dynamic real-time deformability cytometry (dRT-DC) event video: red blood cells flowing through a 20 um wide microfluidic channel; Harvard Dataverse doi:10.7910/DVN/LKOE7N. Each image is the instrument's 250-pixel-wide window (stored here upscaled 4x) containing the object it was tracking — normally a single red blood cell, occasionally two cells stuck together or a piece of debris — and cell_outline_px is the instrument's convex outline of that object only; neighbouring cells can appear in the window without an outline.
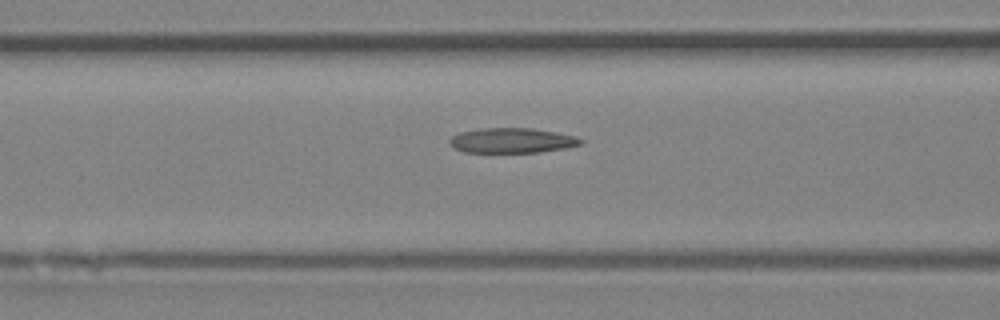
{"species": "Egyptian fruit bat (a non-hibernating species)", "species_latin": "Rousettus aegyptiacus", "temperature_condition": "room temperature", "stored_images_in_passage": 14, "camera_frame_rate_fps": 3000, "um_per_image_px": 0.085, "animal": {"sex": "female"}, "frame": {"image": 1, "passage_image": 12, "time_ms": 3.667, "image_size_px": [1000, 320], "cell_outline_px": [[584, 144], [564, 148], [536, 152], [464, 152], [452, 148], [448, 144], [448, 140], [452, 136], [460, 132], [480, 128], [532, 128], [556, 132], [576, 136], [584, 140]], "centroid_in_image_um": [43.49, 11.94], "position_along_channel_um": 123.1, "area_um2": 19.25}}